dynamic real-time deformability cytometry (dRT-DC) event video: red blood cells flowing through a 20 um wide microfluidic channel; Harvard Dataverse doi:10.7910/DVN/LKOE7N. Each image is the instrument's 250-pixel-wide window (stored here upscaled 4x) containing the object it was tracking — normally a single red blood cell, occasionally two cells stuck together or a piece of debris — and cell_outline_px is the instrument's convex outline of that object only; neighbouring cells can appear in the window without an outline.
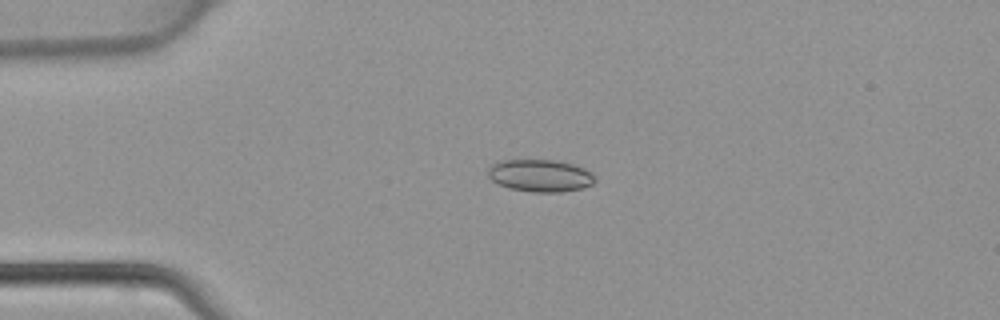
{"species": "common noctule bat (a hibernating species)", "species_latin": "Nyctalus noctula", "temperature_condition": "warm", "stored_images_in_passage": 4, "camera_frame_rate_fps": 3000, "um_per_image_px": 0.085, "animal": {"sex": "female", "body_mass_g": 22.7, "forearm_length_mm": 54.2}, "frame": {"image": 1, "passage_image": 2, "time_ms": 0.333, "image_size_px": [1000, 320], "cell_outline_px": [[596, 180], [592, 184], [584, 188], [560, 192], [532, 192], [512, 188], [500, 184], [492, 180], [488, 176], [488, 168], [492, 164], [500, 160], [556, 160], [572, 164], [584, 168], [592, 172]], "centroid_in_image_um": [45.94, 14.92], "position_along_channel_um": 39.1, "area_um2": 20.11}}